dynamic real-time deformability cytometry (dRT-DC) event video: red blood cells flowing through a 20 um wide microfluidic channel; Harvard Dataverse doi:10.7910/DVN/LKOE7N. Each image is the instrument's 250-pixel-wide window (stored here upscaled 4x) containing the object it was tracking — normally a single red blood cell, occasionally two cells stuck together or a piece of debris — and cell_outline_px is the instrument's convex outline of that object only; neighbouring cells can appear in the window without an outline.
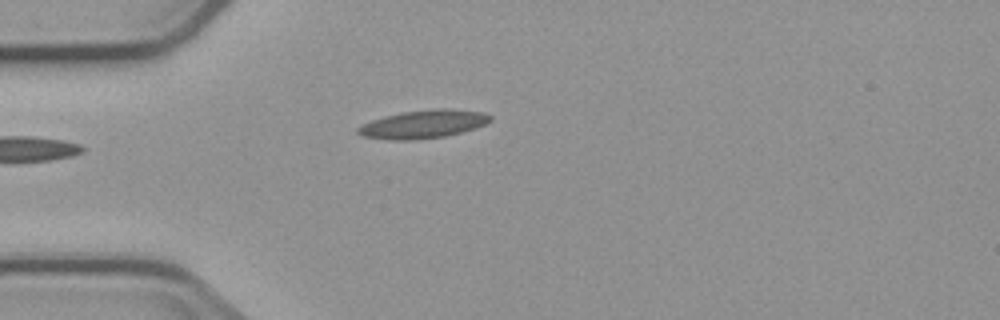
{"species": "common noctule bat (a hibernating species)", "species_latin": "Nyctalus noctula", "temperature_condition": "cold", "stored_images_in_passage": 6, "camera_frame_rate_fps": 3000, "um_per_image_px": 0.085, "animal": {"sex": "male", "body_mass_g": 23.1, "forearm_length_mm": 52.7}, "frame": {"image": 1, "passage_image": 5, "time_ms": 4.667, "image_size_px": [1000, 320], "cell_outline_px": [[492, 120], [476, 128], [444, 136], [412, 140], [388, 140], [360, 136], [356, 132], [356, 128], [372, 120], [384, 116], [404, 112], [436, 108], [448, 108], [484, 112], [492, 116]], "centroid_in_image_um": [35.97, 10.55], "position_along_channel_um": 49.0, "area_um2": 21.79}}